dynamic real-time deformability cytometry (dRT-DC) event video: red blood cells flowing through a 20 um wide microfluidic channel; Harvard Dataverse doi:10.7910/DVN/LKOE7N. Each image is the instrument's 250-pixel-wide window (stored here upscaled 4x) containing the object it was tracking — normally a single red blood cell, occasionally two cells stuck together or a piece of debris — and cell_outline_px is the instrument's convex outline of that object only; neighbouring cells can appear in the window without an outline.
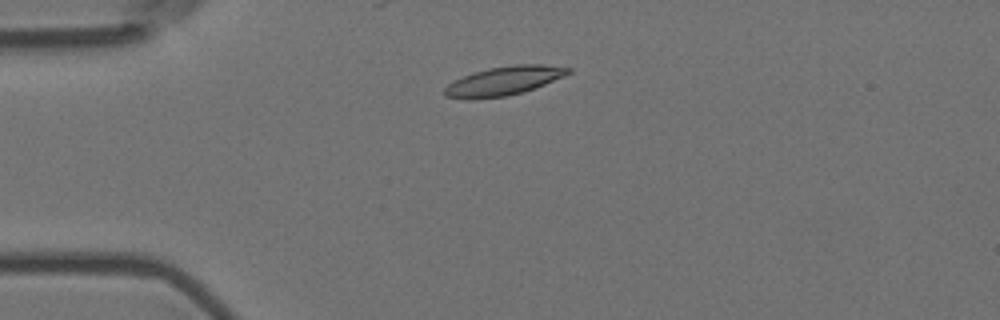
{"species": "Egyptian fruit bat (a non-hibernating species)", "species_latin": "Rousettus aegyptiacus", "temperature_condition": "room temperature", "stored_images_in_passage": 4, "camera_frame_rate_fps": 3000, "um_per_image_px": 0.085, "animal": {"sex": "female"}, "frame": {"image": 1, "passage_image": 3, "time_ms": 0.667, "image_size_px": [1000, 320], "cell_outline_px": [[572, 72], [564, 76], [524, 92], [508, 96], [476, 100], [472, 100], [444, 96], [444, 88], [448, 84], [464, 76], [488, 68], [512, 64], [544, 64], [572, 68]], "centroid_in_image_um": [42.83, 6.88], "position_along_channel_um": 42.2, "area_um2": 20.98}}